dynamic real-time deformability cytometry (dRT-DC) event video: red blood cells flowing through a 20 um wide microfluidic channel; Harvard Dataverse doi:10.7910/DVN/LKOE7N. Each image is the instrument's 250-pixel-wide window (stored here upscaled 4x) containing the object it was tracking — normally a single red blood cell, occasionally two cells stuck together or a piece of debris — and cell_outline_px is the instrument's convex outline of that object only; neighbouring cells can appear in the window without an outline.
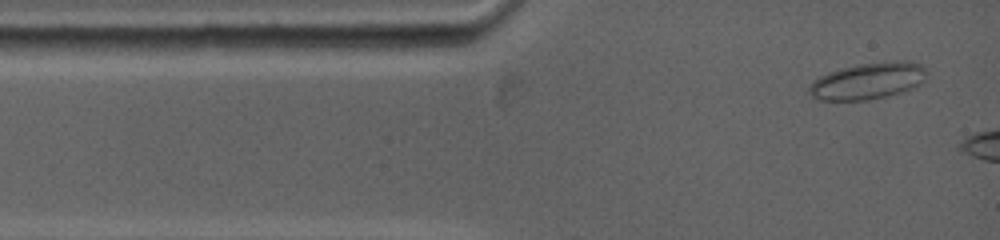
{"species": "common noctule bat (a hibernating species)", "species_latin": "Nyctalus noctula", "temperature_condition": "warm", "stored_images_in_passage": 3, "camera_frame_rate_fps": 5000, "um_per_image_px": 0.085, "animal": {"sex": "female", "body_mass_g": 19.0, "forearm_length_mm": 53.3}, "frame": {"image": 1, "passage_image": 1, "time_ms": 0.0, "image_size_px": [1000, 240], "cell_outline_px": [[928, 72], [924, 80], [920, 84], [912, 88], [900, 92], [868, 100], [820, 100], [812, 96], [808, 92], [808, 88], [820, 76], [828, 72], [840, 68], [856, 64], [896, 60], [908, 60], [920, 64]], "centroid_in_image_um": [73.8, 6.86], "position_along_channel_um": 11.2, "area_um2": 25.09}}